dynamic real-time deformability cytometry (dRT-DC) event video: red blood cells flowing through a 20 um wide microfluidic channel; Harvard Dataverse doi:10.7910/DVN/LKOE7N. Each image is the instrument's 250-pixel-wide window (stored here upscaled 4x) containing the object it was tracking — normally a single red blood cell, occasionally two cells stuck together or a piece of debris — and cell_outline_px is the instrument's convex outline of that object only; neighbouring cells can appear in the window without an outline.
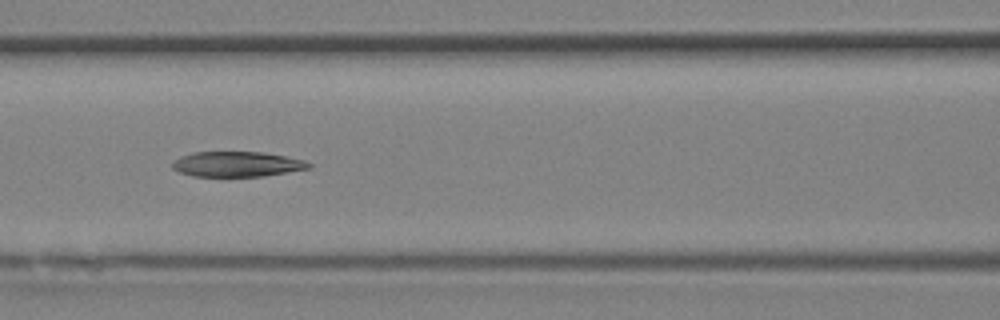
{"species": "Egyptian fruit bat (a non-hibernating species)", "species_latin": "Rousettus aegyptiacus", "temperature_condition": "room temperature", "stored_images_in_passage": 22, "camera_frame_rate_fps": 3000, "um_per_image_px": 0.085, "animal": {"sex": "female"}, "frame": {"image": 1, "passage_image": 13, "time_ms": 4.0, "image_size_px": [1000, 320], "cell_outline_px": [[312, 168], [264, 176], [192, 176], [180, 172], [172, 168], [172, 160], [180, 156], [192, 152], [260, 152], [284, 156], [304, 160], [312, 164]], "centroid_in_image_um": [20.13, 13.95], "position_along_channel_um": 146.5, "area_um2": 20.06}}